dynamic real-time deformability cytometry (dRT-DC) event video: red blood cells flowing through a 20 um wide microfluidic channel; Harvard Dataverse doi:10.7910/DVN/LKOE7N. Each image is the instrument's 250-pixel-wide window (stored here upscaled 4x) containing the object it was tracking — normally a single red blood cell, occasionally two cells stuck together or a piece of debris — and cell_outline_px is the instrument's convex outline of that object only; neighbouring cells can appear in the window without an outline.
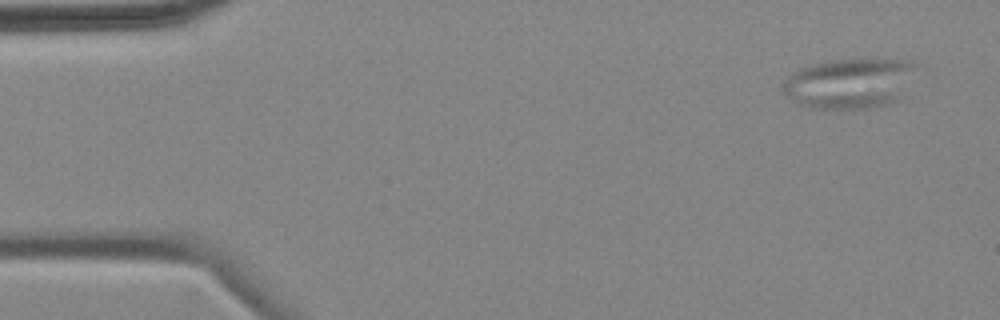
{"species": "common noctule bat (a hibernating species)", "species_latin": "Nyctalus noctula", "temperature_condition": "cold", "stored_images_in_passage": 6, "camera_frame_rate_fps": 3000, "um_per_image_px": 0.085, "animal": {"sex": "female", "body_mass_g": 18.4}, "frame": {"image": 1, "passage_image": 1, "time_ms": 0.0, "image_size_px": [1000, 320], "cell_outline_px": [[916, 64], [900, 100], [888, 104], [868, 108], [812, 108], [800, 104], [788, 96], [784, 92], [784, 84], [788, 76], [792, 72], [800, 68], [828, 60], [912, 60]], "centroid_in_image_um": [72.21, 7.09], "position_along_channel_um": 12.8, "area_um2": 38.26}}